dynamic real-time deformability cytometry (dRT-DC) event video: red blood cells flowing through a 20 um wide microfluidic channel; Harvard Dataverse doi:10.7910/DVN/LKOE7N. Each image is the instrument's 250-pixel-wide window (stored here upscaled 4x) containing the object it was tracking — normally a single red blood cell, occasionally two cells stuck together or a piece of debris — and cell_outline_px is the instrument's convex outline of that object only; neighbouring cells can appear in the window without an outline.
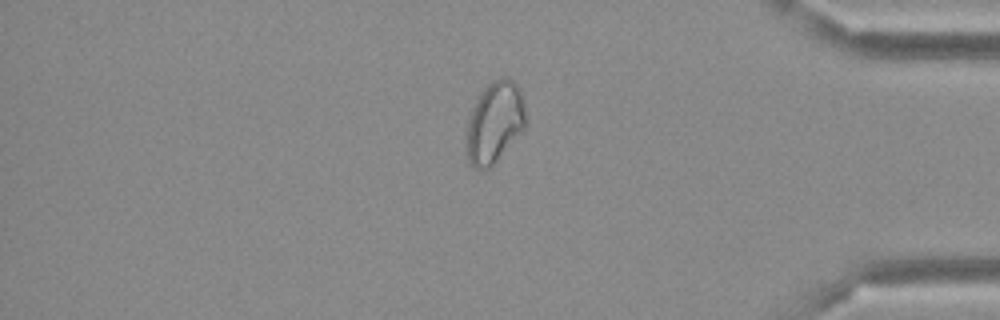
{"species": "Egyptian fruit bat (a non-hibernating species)", "species_latin": "Rousettus aegyptiacus", "temperature_condition": "cold", "stored_images_in_passage": 47, "camera_frame_rate_fps": 3000, "um_per_image_px": 0.085, "frame": {"image": 1, "passage_image": 40, "time_ms": 13.0, "image_size_px": [1000, 320], "cell_outline_px": [[524, 128], [492, 168], [480, 172], [472, 168], [468, 160], [468, 120], [472, 108], [480, 92], [488, 84], [496, 80], [508, 76], [520, 88], [524, 96]], "centroid_in_image_um": [42.05, 10.44], "position_along_channel_um": 393.2, "area_um2": 28.09}}